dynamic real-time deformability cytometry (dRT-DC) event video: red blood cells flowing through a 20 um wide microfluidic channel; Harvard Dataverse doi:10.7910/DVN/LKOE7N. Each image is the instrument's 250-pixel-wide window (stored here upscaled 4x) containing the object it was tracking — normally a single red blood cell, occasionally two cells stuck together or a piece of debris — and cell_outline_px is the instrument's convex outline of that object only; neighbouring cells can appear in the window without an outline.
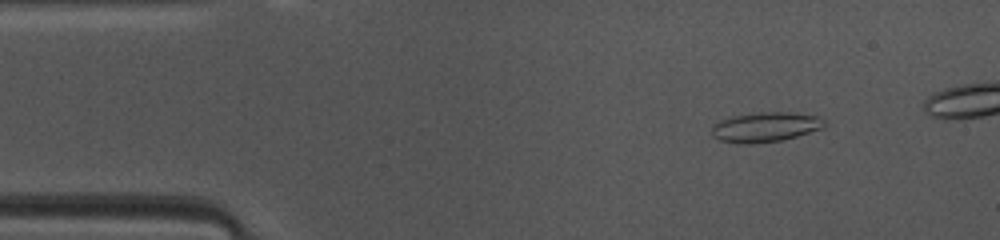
{"species": "common noctule bat (a hibernating species)", "species_latin": "Nyctalus noctula", "temperature_condition": "warm", "stored_images_in_passage": 8, "camera_frame_rate_fps": 3000, "um_per_image_px": 0.085, "animal": {"sex": "female", "body_mass_g": 10.0, "forearm_length_mm": 53.1}, "frame": {"image": 1, "passage_image": 5, "time_ms": 1.333, "image_size_px": [1000, 240], "cell_outline_px": [[824, 124], [820, 128], [784, 140], [752, 144], [740, 144], [720, 140], [712, 136], [712, 128], [720, 120], [732, 116], [756, 112], [792, 112], [820, 116], [824, 120]], "centroid_in_image_um": [65.03, 10.8], "position_along_channel_um": 20.0, "area_um2": 19.54}}